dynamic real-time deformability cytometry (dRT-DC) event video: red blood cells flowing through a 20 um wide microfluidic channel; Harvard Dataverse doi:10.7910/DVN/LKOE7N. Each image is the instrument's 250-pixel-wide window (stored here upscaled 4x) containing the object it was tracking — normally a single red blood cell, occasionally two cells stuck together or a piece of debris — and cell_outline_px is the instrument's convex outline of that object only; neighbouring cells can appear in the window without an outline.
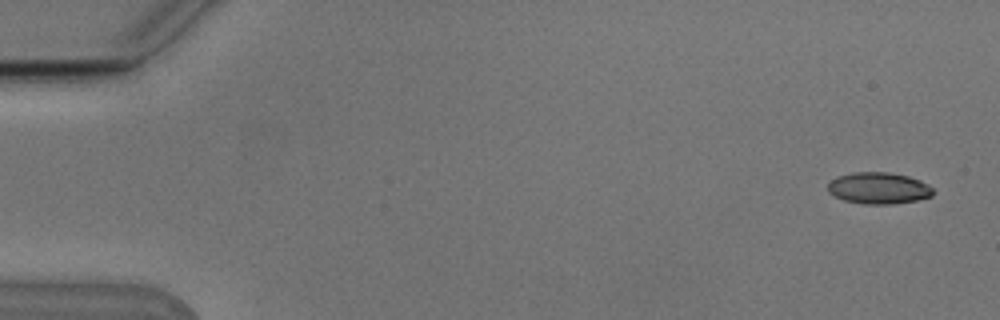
{"species": "Egyptian fruit bat (a non-hibernating species)", "species_latin": "Rousettus aegyptiacus", "temperature_condition": "cold", "stored_images_in_passage": 53, "camera_frame_rate_fps": 3000, "um_per_image_px": 0.085, "animal": {"sex": "male"}, "frame": {"image": 1, "passage_image": 1, "time_ms": 0.0, "image_size_px": [1000, 320], "cell_outline_px": [[936, 192], [932, 196], [916, 200], [896, 204], [864, 204], [844, 200], [828, 192], [828, 184], [836, 176], [856, 172], [888, 172], [908, 176], [920, 180], [928, 184]], "centroid_in_image_um": [74.71, 15.99], "position_along_channel_um": 10.3, "area_um2": 19.42}}
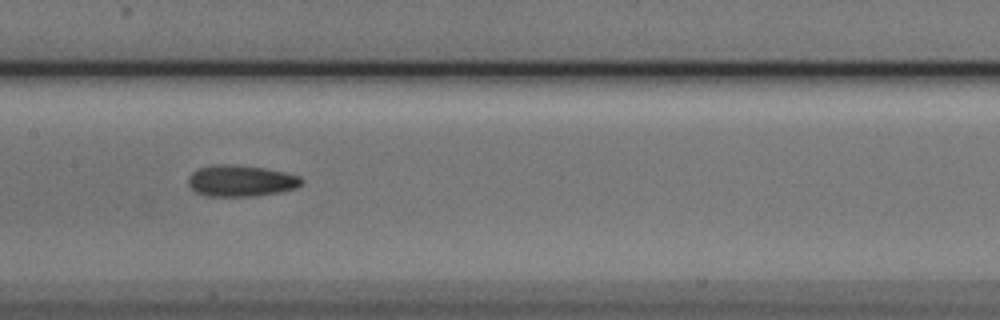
{"frame": {"image": 2, "passage_image": 26, "time_ms": 8.333, "image_size_px": [1000, 320], "cell_outline_px": [[304, 180], [296, 188], [280, 192], [256, 196], [208, 196], [196, 192], [188, 184], [188, 176], [196, 168], [212, 164], [228, 164], [264, 168], [284, 172], [300, 176]], "centroid_in_image_um": [20.45, 15.36], "position_along_channel_um": 186.9, "area_um2": 20.81}}
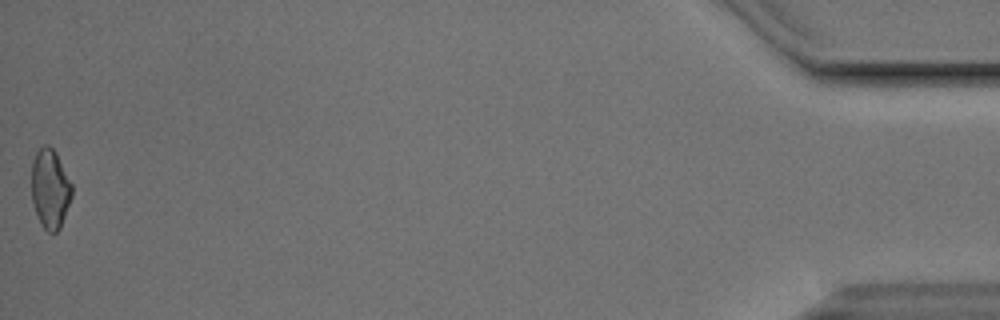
{"frame": {"image": 3, "passage_image": 53, "time_ms": 17.333, "image_size_px": [1000, 320], "cell_outline_px": [[72, 196], [60, 228], [56, 232], [48, 232], [44, 228], [36, 212], [32, 200], [32, 160], [36, 152], [44, 144], [48, 144], [56, 152], [72, 184]], "centroid_in_image_um": [4.27, 16.01], "position_along_channel_um": 430.9, "area_um2": 18.55}, "authors_computed_cell_mechanics": {"area_um2": 19.7098, "velocity_mm_per_s": 3.7964, "shape_relaxation_time_tau1_ms": 10.0676, "shape_relaxation_time_tau2_ms": 4.0707, "deformation_change_tau1": 0.1974, "deformation_change_tau2": 0.1126}}